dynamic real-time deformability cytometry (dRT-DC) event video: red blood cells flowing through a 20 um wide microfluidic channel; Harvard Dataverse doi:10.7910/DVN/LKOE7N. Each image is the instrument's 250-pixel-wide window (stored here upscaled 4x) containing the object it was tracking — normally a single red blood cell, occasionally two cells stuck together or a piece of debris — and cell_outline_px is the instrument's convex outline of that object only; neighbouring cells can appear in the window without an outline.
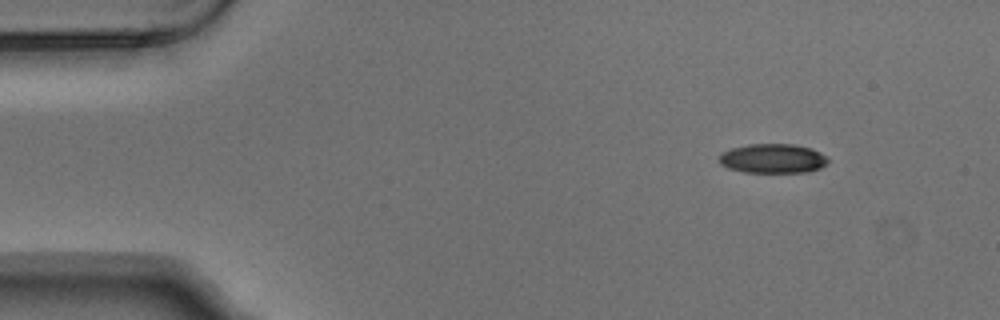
{"species": "Egyptian fruit bat (a non-hibernating species)", "species_latin": "Rousettus aegyptiacus", "temperature_condition": "warm", "stored_images_in_passage": 6, "camera_frame_rate_fps": 3000, "um_per_image_px": 0.085, "animal": {"sex": "male"}, "frame": {"image": 1, "passage_image": 1, "time_ms": 0.0, "image_size_px": [1000, 320], "cell_outline_px": [[828, 164], [820, 168], [808, 172], [744, 172], [728, 168], [720, 164], [720, 152], [732, 148], [748, 144], [792, 144], [812, 148], [828, 156]], "centroid_in_image_um": [65.71, 13.47], "position_along_channel_um": 19.3, "area_um2": 18.79}}
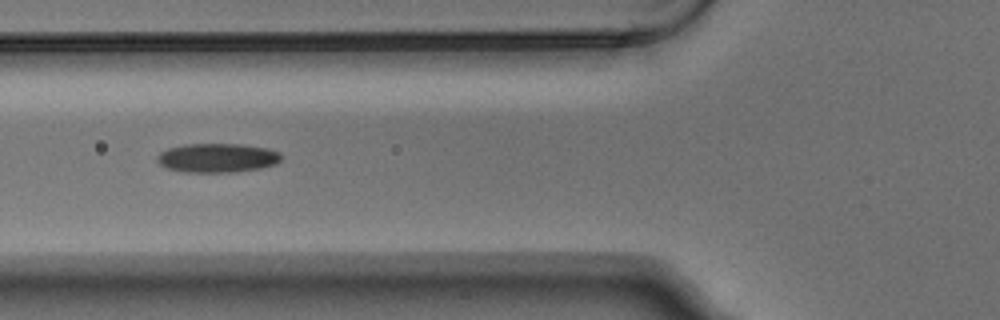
{"frame": {"image": 2, "passage_image": 5, "time_ms": 1.333, "image_size_px": [1000, 320], "cell_outline_px": [[280, 160], [276, 164], [260, 168], [236, 172], [184, 172], [168, 168], [160, 164], [156, 160], [156, 156], [160, 152], [168, 148], [184, 144], [244, 144], [268, 148], [280, 152]], "centroid_in_image_um": [18.47, 13.41], "position_along_channel_um": 107.3, "area_um2": 21.15}}
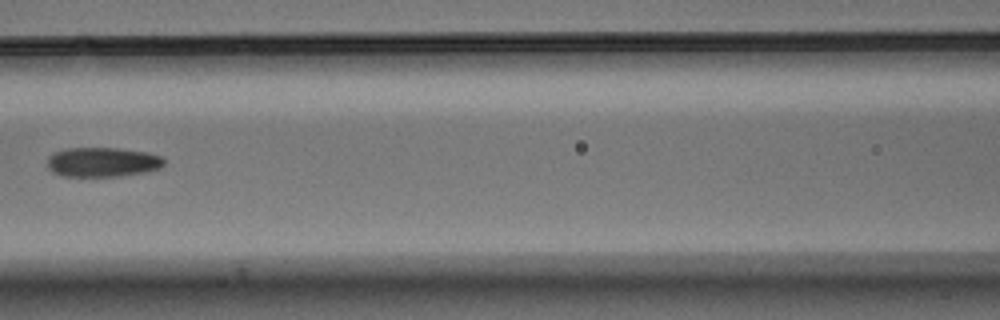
{"frame": {"image": 3, "passage_image": 6, "time_ms": 1.667, "image_size_px": [1000, 320], "cell_outline_px": [[164, 164], [160, 168], [144, 172], [120, 176], [64, 176], [52, 172], [48, 168], [48, 156], [56, 152], [68, 148], [120, 148], [148, 152], [160, 156], [164, 160]], "centroid_in_image_um": [8.72, 13.77], "position_along_channel_um": 157.9, "area_um2": 20.06}}